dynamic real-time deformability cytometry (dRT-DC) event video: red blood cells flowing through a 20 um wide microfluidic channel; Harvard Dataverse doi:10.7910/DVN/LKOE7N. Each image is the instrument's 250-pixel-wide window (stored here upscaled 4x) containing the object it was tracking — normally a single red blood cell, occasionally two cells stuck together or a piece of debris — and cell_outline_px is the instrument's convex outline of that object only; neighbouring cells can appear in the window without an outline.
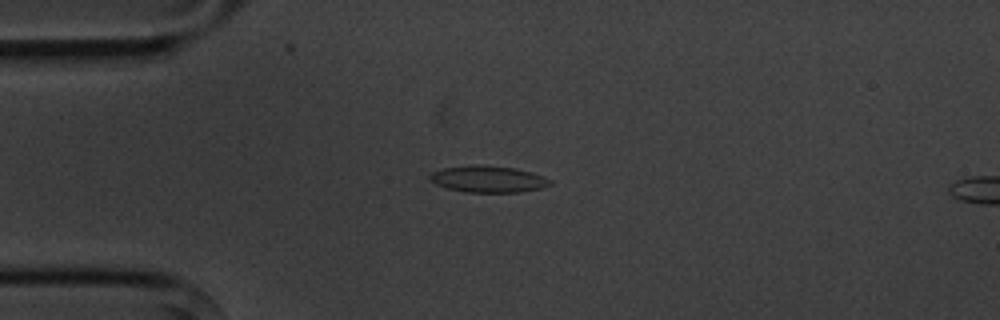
{"species": "common noctule bat (a hibernating species)", "species_latin": "Nyctalus noctula", "temperature_condition": "cold", "stored_images_in_passage": 5, "camera_frame_rate_fps": 3000, "um_per_image_px": 0.085, "animal": {"sex": "male", "body_mass_g": 20.1, "forearm_length_mm": 53.5}, "frame": {"image": 1, "passage_image": 4, "time_ms": 3.667, "image_size_px": [1000, 320], "cell_outline_px": [[552, 184], [540, 188], [516, 192], [464, 192], [448, 188], [436, 184], [428, 176], [432, 172], [444, 168], [476, 164], [480, 164], [516, 168], [532, 172], [544, 176], [552, 180]], "centroid_in_image_um": [41.52, 15.21], "position_along_channel_um": 43.5, "area_um2": 18.61}}